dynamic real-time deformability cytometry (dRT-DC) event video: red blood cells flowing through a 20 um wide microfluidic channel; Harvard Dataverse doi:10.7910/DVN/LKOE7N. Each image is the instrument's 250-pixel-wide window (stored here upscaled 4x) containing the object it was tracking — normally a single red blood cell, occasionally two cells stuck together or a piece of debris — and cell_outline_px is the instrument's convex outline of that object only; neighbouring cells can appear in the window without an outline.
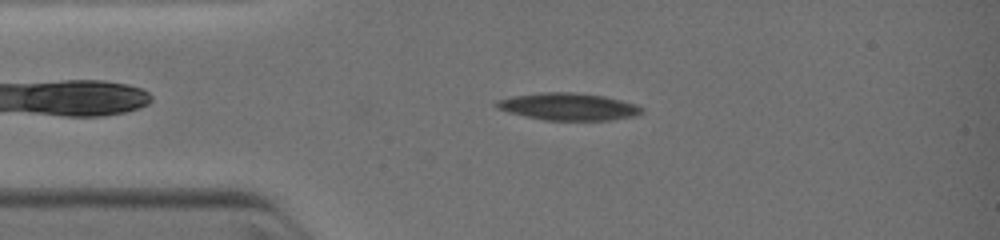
{"species": "common noctule bat (a hibernating species)", "species_latin": "Nyctalus noctula", "temperature_condition": "warm", "stored_images_in_passage": 35, "camera_frame_rate_fps": 3000, "um_per_image_px": 0.085, "animal": {"sex": "female", "body_mass_g": 19.0, "forearm_length_mm": 51.5}, "frame": {"image": 1, "passage_image": 6, "time_ms": 1.667, "image_size_px": [1000, 240], "cell_outline_px": [[644, 112], [636, 116], [608, 120], [544, 120], [524, 116], [508, 112], [496, 108], [492, 104], [496, 100], [512, 96], [540, 92], [576, 92], [604, 96], [636, 104], [644, 108]], "centroid_in_image_um": [48.28, 9.06], "position_along_channel_um": 36.7, "area_um2": 23.29}}
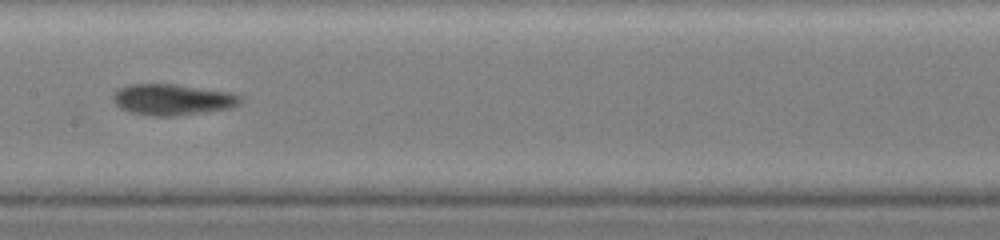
{"frame": {"image": 2, "passage_image": 16, "time_ms": 5.333, "image_size_px": [1000, 240], "cell_outline_px": [[240, 104], [232, 108], [204, 112], [172, 116], [148, 116], [128, 112], [120, 108], [112, 100], [112, 92], [128, 84], [176, 84], [232, 92], [240, 96]], "centroid_in_image_um": [14.63, 8.46], "position_along_channel_um": 192.8, "area_um2": 23.35}}
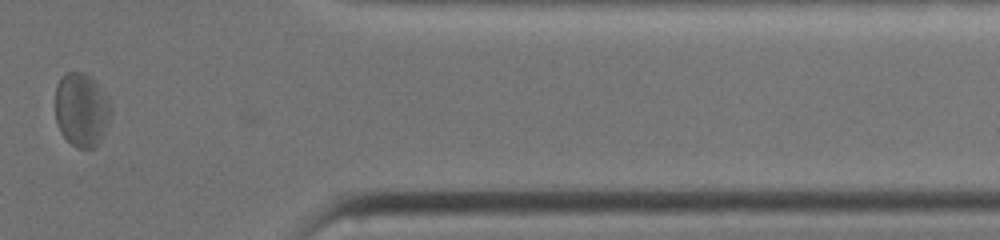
{"frame": {"image": 3, "passage_image": 29, "time_ms": 10.0, "image_size_px": [1000, 240], "cell_outline_px": [[112, 108], [108, 120], [100, 140], [96, 148], [76, 148], [60, 132], [56, 120], [56, 84], [60, 76], [64, 72], [84, 72], [92, 76], [100, 84]], "centroid_in_image_um": [6.92, 9.28], "position_along_channel_um": 404.5, "area_um2": 24.1}}